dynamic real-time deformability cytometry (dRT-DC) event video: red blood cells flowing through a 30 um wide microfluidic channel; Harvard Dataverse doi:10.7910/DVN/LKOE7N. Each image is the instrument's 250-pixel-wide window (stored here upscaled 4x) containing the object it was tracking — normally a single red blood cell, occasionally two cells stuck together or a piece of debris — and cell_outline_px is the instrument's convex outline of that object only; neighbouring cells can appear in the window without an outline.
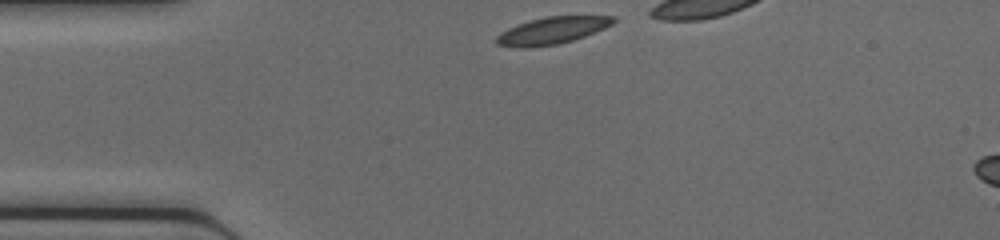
{"species": "common noctule bat (a hibernating species)", "species_latin": "Nyctalus noctula", "temperature_condition": "cold", "stored_images_in_passage": 13, "camera_frame_rate_fps": 3000, "um_per_image_px": 0.085, "animal": {"sex": "female", "body_mass_g": 17.0, "forearm_length_mm": 48.0}, "frame": {"image": 1, "passage_image": 1, "time_ms": 0.0, "image_size_px": [1000, 240], "cell_outline_px": [[616, 20], [612, 24], [604, 28], [584, 36], [572, 40], [556, 44], [528, 48], [520, 48], [496, 44], [496, 36], [500, 32], [516, 24], [544, 16], [616, 16]], "centroid_in_image_um": [46.89, 2.59], "position_along_channel_um": 38.1, "area_um2": 18.38}}
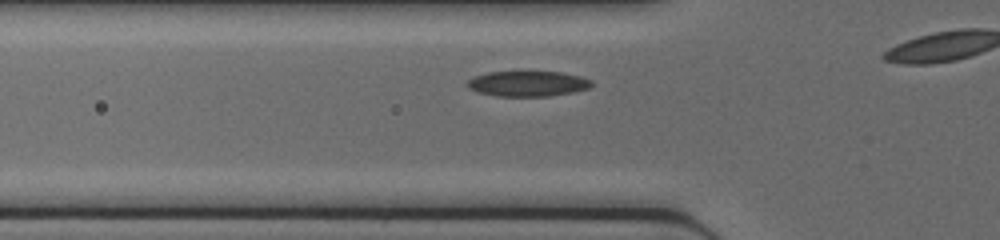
{"frame": {"image": 2, "passage_image": 6, "time_ms": 1.667, "image_size_px": [1000, 240], "cell_outline_px": [[592, 84], [588, 88], [572, 92], [548, 96], [496, 96], [476, 92], [468, 88], [464, 84], [468, 80], [476, 76], [488, 72], [528, 68], [560, 72], [580, 76], [592, 80]], "centroid_in_image_um": [44.81, 7.06], "position_along_channel_um": 81.0, "area_um2": 19.36}}
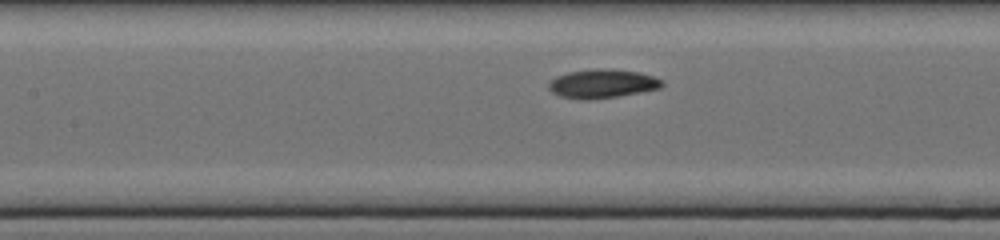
{"frame": {"image": 3, "passage_image": 11, "time_ms": 3.333, "image_size_px": [1000, 240], "cell_outline_px": [[664, 84], [660, 88], [620, 96], [588, 100], [580, 100], [560, 96], [552, 92], [548, 88], [548, 84], [556, 76], [568, 72], [596, 68], [604, 68], [640, 72], [664, 80]], "centroid_in_image_um": [51.2, 7.11], "position_along_channel_um": 156.2, "area_um2": 19.19}}